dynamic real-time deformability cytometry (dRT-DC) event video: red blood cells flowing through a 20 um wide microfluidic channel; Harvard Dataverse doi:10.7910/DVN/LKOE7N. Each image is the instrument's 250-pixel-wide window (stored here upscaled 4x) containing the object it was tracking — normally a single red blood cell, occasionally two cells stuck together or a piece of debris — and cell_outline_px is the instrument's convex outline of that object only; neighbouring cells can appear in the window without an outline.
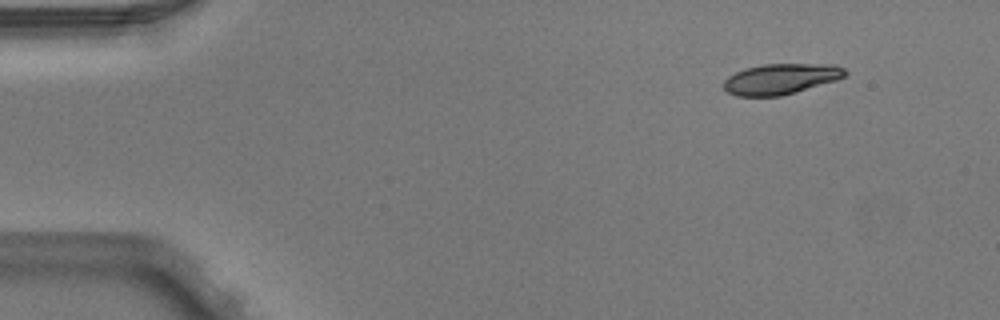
{"species": "Egyptian fruit bat (a non-hibernating species)", "species_latin": "Rousettus aegyptiacus", "temperature_condition": "warm", "stored_images_in_passage": 4, "camera_frame_rate_fps": 3000, "um_per_image_px": 0.085, "animal": {"sex": "male"}, "frame": {"image": 1, "passage_image": 1, "time_ms": 0.0, "image_size_px": [1000, 320], "cell_outline_px": [[848, 76], [836, 80], [780, 96], [736, 96], [728, 92], [724, 88], [724, 80], [728, 76], [744, 68], [764, 64], [836, 64], [844, 68], [848, 72]], "centroid_in_image_um": [66.39, 6.7], "position_along_channel_um": 18.6, "area_um2": 21.68}}
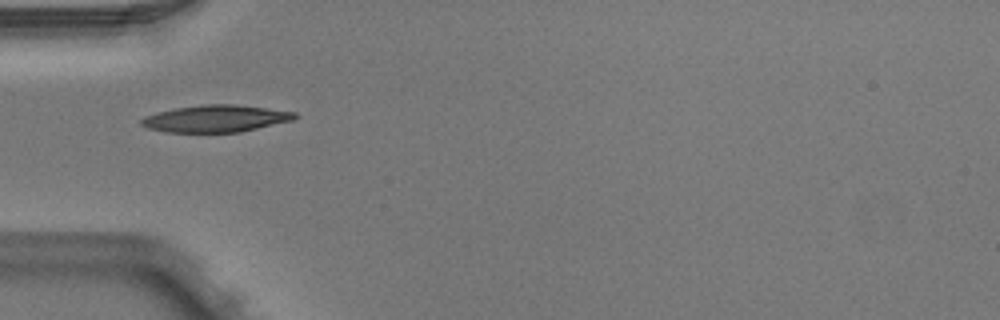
{"frame": {"image": 2, "passage_image": 4, "time_ms": 1.0, "image_size_px": [1000, 320], "cell_outline_px": [[300, 116], [292, 120], [240, 132], [168, 132], [148, 128], [140, 124], [140, 120], [144, 116], [156, 112], [176, 108], [204, 104], [236, 104], [296, 112]], "centroid_in_image_um": [18.33, 10.07], "position_along_channel_um": 66.7, "area_um2": 24.1}}